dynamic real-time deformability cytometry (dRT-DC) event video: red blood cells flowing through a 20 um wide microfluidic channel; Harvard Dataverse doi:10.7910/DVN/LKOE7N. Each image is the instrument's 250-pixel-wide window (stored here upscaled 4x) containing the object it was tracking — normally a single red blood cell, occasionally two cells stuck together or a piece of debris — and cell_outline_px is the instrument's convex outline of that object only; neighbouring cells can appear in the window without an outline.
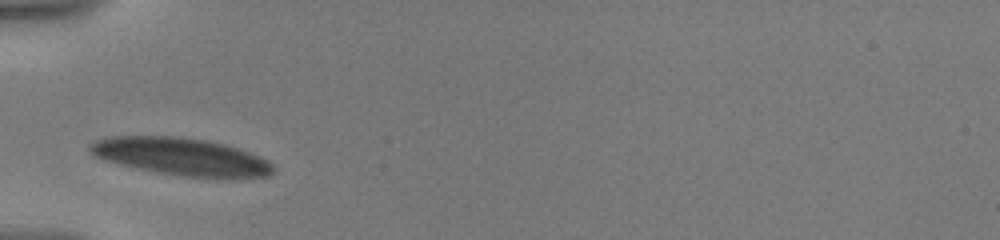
{"species": "human", "species_latin": "Homo sapiens", "temperature_condition": "warm", "stored_images_in_passage": 50, "camera_frame_rate_fps": 3000, "um_per_image_px": 0.085, "donor": {"sex": "male"}, "frame": {"image": 1, "passage_image": 1, "time_ms": 0.0, "image_size_px": [1000, 240], "cell_outline_px": [[272, 172], [268, 176], [184, 176], [156, 172], [136, 168], [104, 160], [88, 152], [88, 144], [96, 140], [108, 136], [172, 136], [208, 140], [224, 144], [248, 152], [268, 160], [272, 164]], "centroid_in_image_um": [15.29, 13.28], "position_along_channel_um": 69.7, "area_um2": 39.3}}
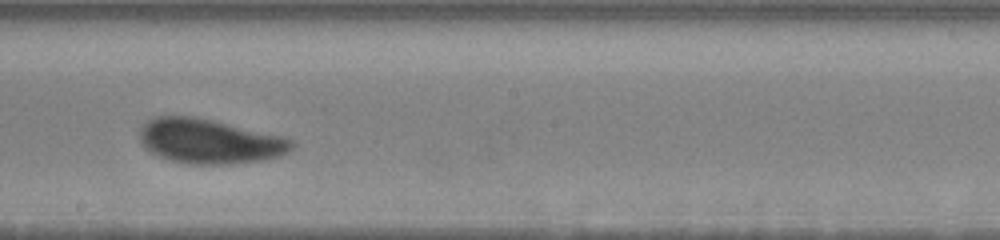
{"frame": {"image": 2, "passage_image": 29, "time_ms": 4.667, "image_size_px": [1000, 240], "cell_outline_px": [[296, 144], [288, 152], [280, 156], [260, 160], [232, 164], [188, 164], [168, 160], [156, 156], [140, 144], [140, 128], [148, 120], [156, 116], [196, 116], [280, 136], [292, 140]], "centroid_in_image_um": [17.76, 12.01], "position_along_channel_um": 230.4, "area_um2": 39.59}}
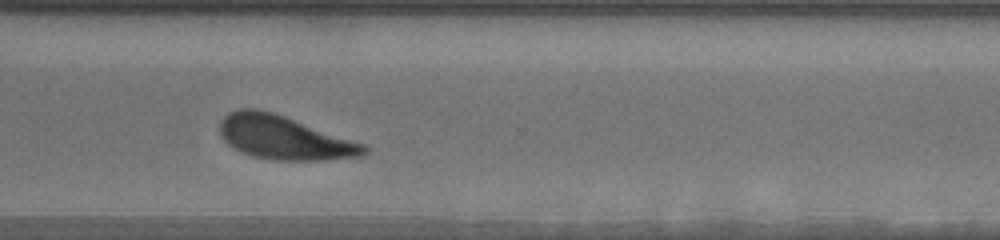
{"frame": {"image": 3, "passage_image": 49, "time_ms": 8.0, "image_size_px": [1000, 240], "cell_outline_px": [[368, 152], [360, 156], [324, 160], [272, 160], [252, 156], [228, 144], [220, 136], [220, 120], [228, 112], [240, 108], [260, 108], [368, 144]], "centroid_in_image_um": [24.17, 11.69], "position_along_channel_um": 346.4, "area_um2": 36.88}}